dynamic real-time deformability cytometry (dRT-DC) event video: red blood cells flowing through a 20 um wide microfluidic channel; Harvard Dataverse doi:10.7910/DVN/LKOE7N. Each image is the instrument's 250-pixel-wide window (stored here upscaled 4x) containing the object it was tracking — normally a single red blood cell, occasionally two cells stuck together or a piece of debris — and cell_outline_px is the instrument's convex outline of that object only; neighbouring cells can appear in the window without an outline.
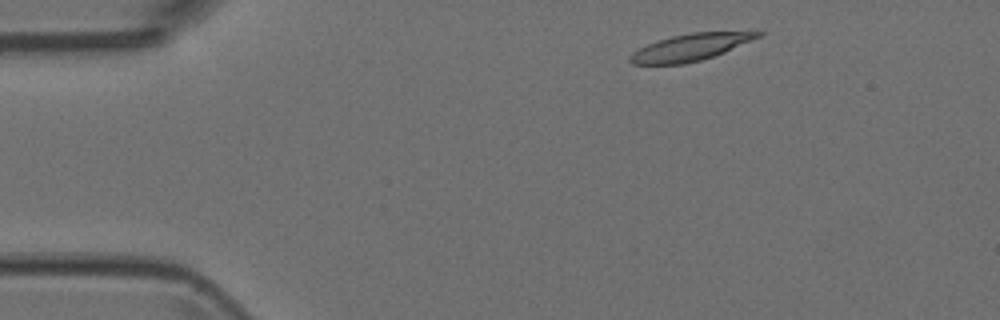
{"species": "Egyptian fruit bat (a non-hibernating species)", "species_latin": "Rousettus aegyptiacus", "temperature_condition": "room temperature", "stored_images_in_passage": 3, "camera_frame_rate_fps": 3000, "um_per_image_px": 0.085, "animal": {"sex": "female"}, "frame": {"image": 1, "passage_image": 1, "time_ms": 0.0, "image_size_px": [1000, 320], "cell_outline_px": [[764, 32], [760, 36], [752, 40], [724, 52], [700, 60], [684, 64], [632, 64], [628, 60], [628, 56], [632, 52], [656, 40], [672, 36], [692, 32]], "centroid_in_image_um": [58.61, 4.02], "position_along_channel_um": 26.4, "area_um2": 19.71}}